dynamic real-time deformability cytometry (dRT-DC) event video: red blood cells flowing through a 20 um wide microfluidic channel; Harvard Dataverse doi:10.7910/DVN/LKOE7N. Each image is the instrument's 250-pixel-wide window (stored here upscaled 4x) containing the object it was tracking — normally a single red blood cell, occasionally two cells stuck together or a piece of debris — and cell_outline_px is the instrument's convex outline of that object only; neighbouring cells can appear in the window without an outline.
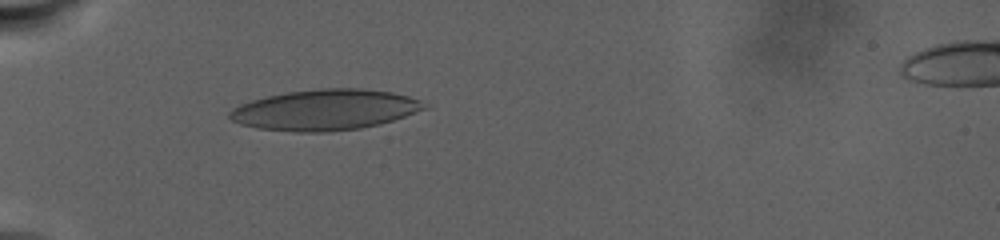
{"species": "human", "species_latin": "Homo sapiens", "temperature_condition": "warm", "stored_images_in_passage": 19, "camera_frame_rate_fps": 3000, "um_per_image_px": 0.085, "donor": {"sex": "male"}, "frame": {"image": 1, "passage_image": 7, "time_ms": 2.667, "image_size_px": [1000, 240], "cell_outline_px": [[428, 108], [380, 124], [360, 128], [328, 132], [296, 132], [256, 128], [240, 124], [232, 120], [228, 116], [228, 112], [232, 108], [240, 104], [252, 100], [268, 96], [288, 92], [320, 88], [360, 88], [392, 92], [408, 96], [420, 100]], "centroid_in_image_um": [27.6, 9.34], "position_along_channel_um": 57.4, "area_um2": 46.12}}
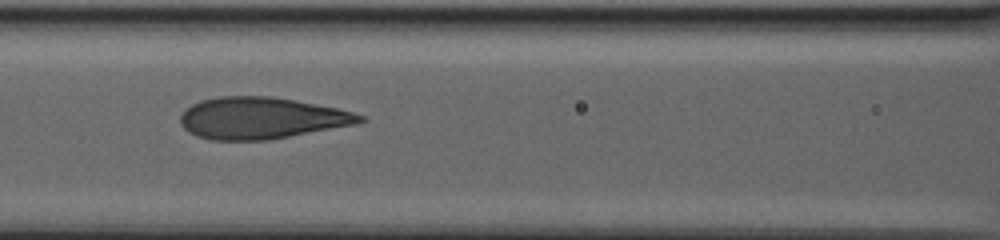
{"frame": {"image": 2, "passage_image": 16, "time_ms": 7.0, "image_size_px": [1000, 240], "cell_outline_px": [[368, 120], [356, 124], [268, 140], [212, 140], [196, 136], [188, 132], [180, 124], [180, 116], [184, 108], [200, 100], [216, 96], [272, 96], [296, 100], [336, 108], [352, 112], [364, 116]], "centroid_in_image_um": [22.17, 10.03], "position_along_channel_um": 144.4, "area_um2": 43.75}}
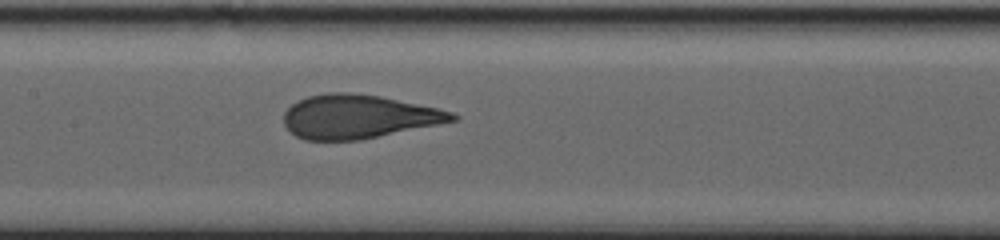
{"frame": {"image": 3, "passage_image": 19, "time_ms": 8.333, "image_size_px": [1000, 240], "cell_outline_px": [[460, 120], [360, 140], [304, 140], [296, 136], [284, 124], [284, 112], [292, 104], [308, 96], [328, 92], [352, 92], [380, 96], [436, 108], [452, 112], [460, 116]], "centroid_in_image_um": [30.48, 9.91], "position_along_channel_um": 176.9, "area_um2": 42.89}}